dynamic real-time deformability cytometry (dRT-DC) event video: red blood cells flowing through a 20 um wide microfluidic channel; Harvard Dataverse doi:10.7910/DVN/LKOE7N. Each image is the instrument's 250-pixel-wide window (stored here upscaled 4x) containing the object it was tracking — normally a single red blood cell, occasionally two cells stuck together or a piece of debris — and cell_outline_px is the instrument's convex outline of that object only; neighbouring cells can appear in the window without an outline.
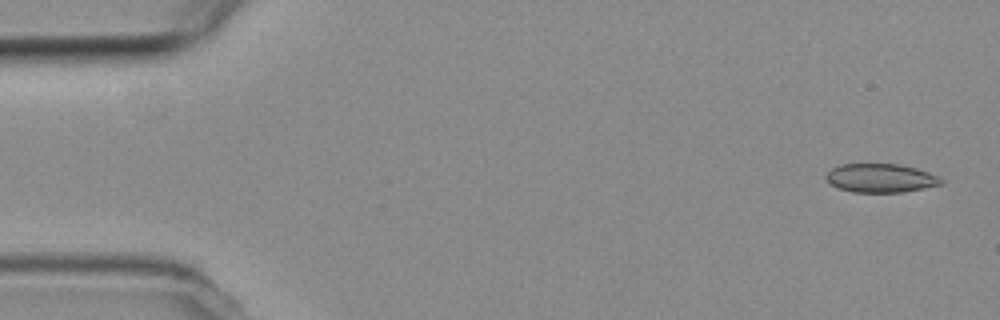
{"species": "common noctule bat (a hibernating species)", "species_latin": "Nyctalus noctula", "temperature_condition": "room temperature", "stored_images_in_passage": 10, "camera_frame_rate_fps": 3000, "um_per_image_px": 0.085, "animal": {"sex": "female", "body_mass_g": 19.3, "forearm_length_mm": 54.1}, "frame": {"image": 1, "passage_image": 2, "time_ms": 0.333, "image_size_px": [1000, 320], "cell_outline_px": [[944, 184], [904, 192], [852, 192], [840, 188], [832, 184], [824, 176], [832, 168], [840, 164], [896, 164], [916, 168], [940, 176], [944, 180]], "centroid_in_image_um": [74.9, 15.14], "position_along_channel_um": 10.1, "area_um2": 19.25}}